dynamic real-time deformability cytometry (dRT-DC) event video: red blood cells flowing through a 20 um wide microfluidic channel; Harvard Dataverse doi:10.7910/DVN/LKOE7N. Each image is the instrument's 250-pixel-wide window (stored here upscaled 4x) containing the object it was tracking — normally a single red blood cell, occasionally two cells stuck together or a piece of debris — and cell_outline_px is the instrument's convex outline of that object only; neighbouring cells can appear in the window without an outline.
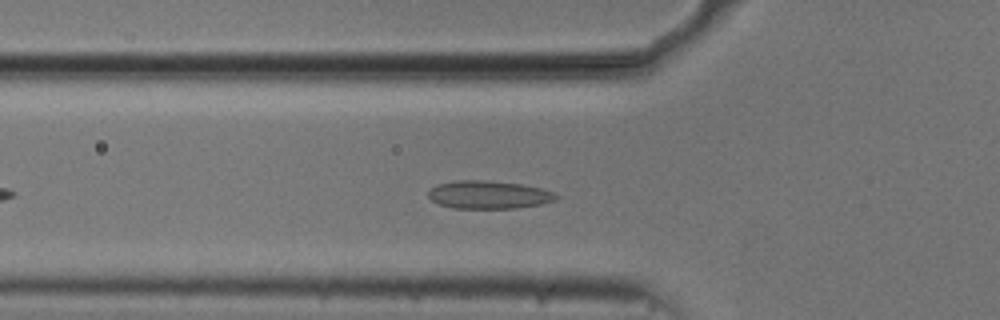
{"species": "common noctule bat (a hibernating species)", "species_latin": "Nyctalus noctula", "temperature_condition": "cold", "stored_images_in_passage": 35, "camera_frame_rate_fps": 3000, "um_per_image_px": 0.085, "animal": {"sex": "male", "body_mass_g": 20.5, "forearm_length_mm": 52.5}, "frame": {"image": 1, "passage_image": 9, "time_ms": 2.667, "image_size_px": [1000, 320], "cell_outline_px": [[560, 196], [556, 200], [540, 204], [516, 208], [452, 208], [440, 204], [432, 200], [428, 196], [428, 192], [436, 184], [456, 180], [488, 180], [520, 184], [540, 188], [556, 192]], "centroid_in_image_um": [41.56, 16.54], "position_along_channel_um": 84.2, "area_um2": 20.92}}
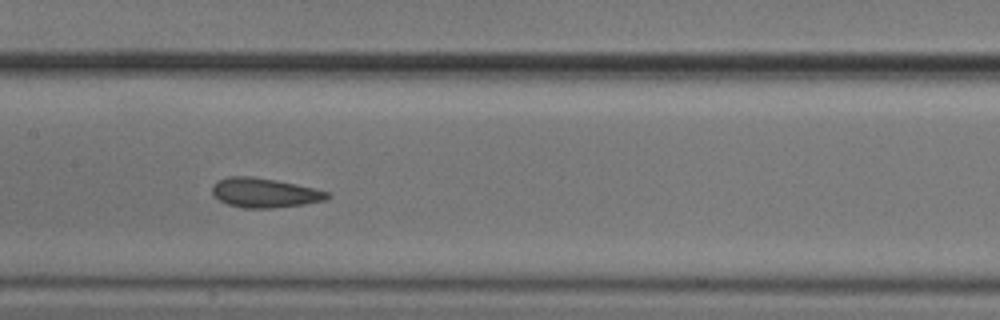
{"frame": {"image": 2, "passage_image": 17, "time_ms": 5.333, "image_size_px": [1000, 320], "cell_outline_px": [[332, 196], [324, 200], [304, 204], [272, 208], [244, 208], [228, 204], [220, 200], [212, 192], [212, 184], [216, 180], [228, 176], [252, 176], [276, 180], [332, 192]], "centroid_in_image_um": [22.49, 16.38], "position_along_channel_um": 184.9, "area_um2": 19.83}}
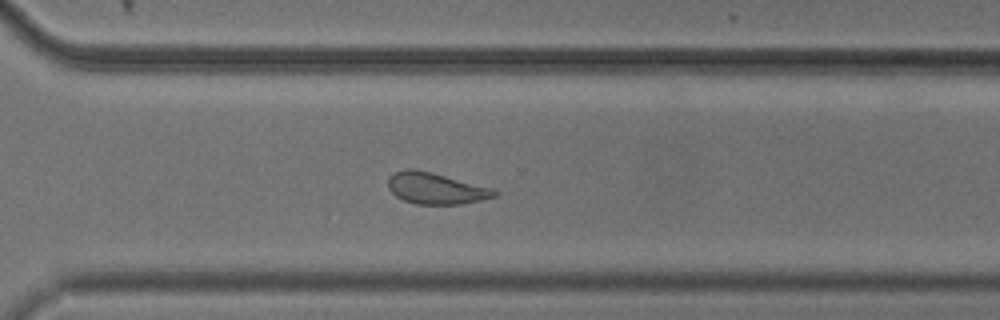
{"frame": {"image": 3, "passage_image": 29, "time_ms": 9.333, "image_size_px": [1000, 320], "cell_outline_px": [[500, 192], [496, 196], [480, 200], [460, 204], [416, 204], [404, 200], [396, 196], [388, 188], [388, 176], [404, 168], [416, 168], [496, 188]], "centroid_in_image_um": [37.08, 15.99], "position_along_channel_um": 333.5, "area_um2": 19.77}, "authors_computed_cell_mechanics": {"area_um2": 19.8832, "velocity_mm_per_s": 3.7356, "shape_relaxation_time_tau1_ms": 10.6094, "shape_relaxation_time_tau2_ms": 2.0126, "deformation_change_tau1": 0.1519, "deformation_change_tau2": 0.0578}}